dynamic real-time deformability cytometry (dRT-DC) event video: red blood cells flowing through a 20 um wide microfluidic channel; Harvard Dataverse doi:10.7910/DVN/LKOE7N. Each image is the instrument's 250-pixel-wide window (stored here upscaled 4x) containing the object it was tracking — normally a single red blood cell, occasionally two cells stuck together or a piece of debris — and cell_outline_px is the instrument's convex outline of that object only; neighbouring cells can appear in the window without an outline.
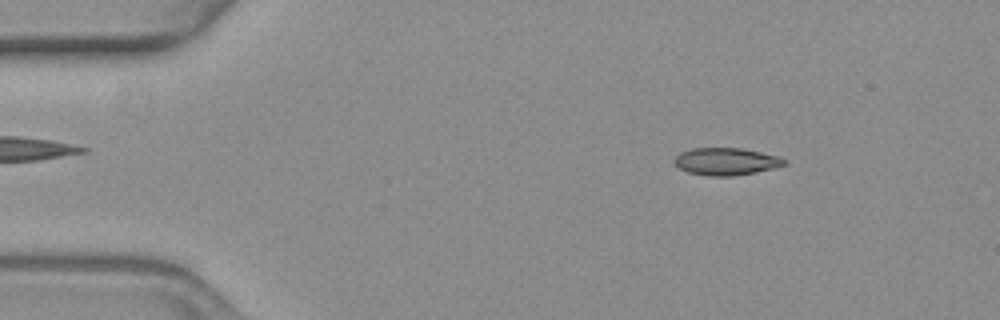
{"species": "common noctule bat (a hibernating species)", "species_latin": "Nyctalus noctula", "temperature_condition": "warm", "stored_images_in_passage": 55, "camera_frame_rate_fps": 3000, "um_per_image_px": 0.085, "animal": {"sex": "female", "body_mass_g": 19.3, "forearm_length_mm": 54.1}, "frame": {"image": 1, "passage_image": 7, "time_ms": 2.0, "image_size_px": [1000, 320], "cell_outline_px": [[784, 164], [772, 168], [756, 172], [732, 176], [708, 176], [688, 172], [680, 168], [672, 160], [680, 152], [692, 148], [740, 148], [780, 156], [784, 160]], "centroid_in_image_um": [61.67, 13.72], "position_along_channel_um": 23.3, "area_um2": 17.34}}
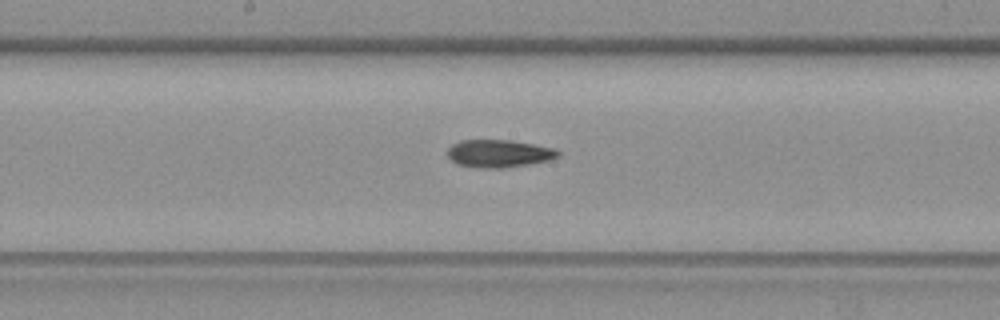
{"frame": {"image": 2, "passage_image": 28, "time_ms": 9.0, "image_size_px": [1000, 320], "cell_outline_px": [[560, 156], [552, 160], [504, 168], [480, 168], [456, 164], [448, 156], [448, 148], [452, 144], [460, 140], [508, 140], [556, 148], [560, 152]], "centroid_in_image_um": [42.43, 13.05], "position_along_channel_um": 205.8, "area_um2": 17.92}}
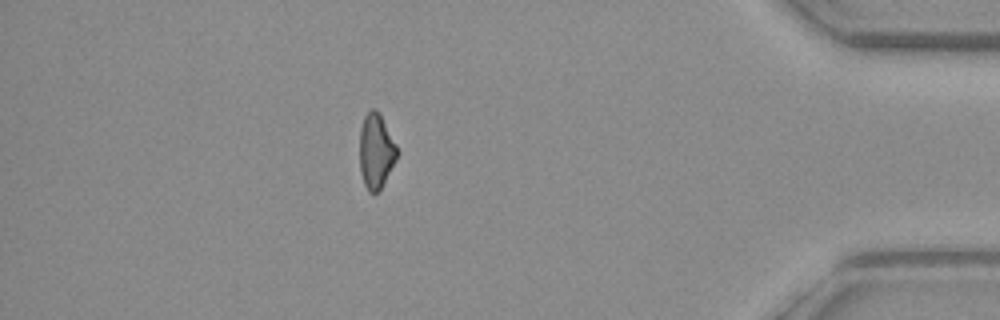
{"frame": {"image": 3, "passage_image": 48, "time_ms": 15.667, "image_size_px": [1000, 320], "cell_outline_px": [[400, 152], [396, 160], [380, 188], [376, 192], [368, 192], [364, 184], [360, 172], [360, 128], [364, 116], [372, 108], [376, 108], [380, 112]], "centroid_in_image_um": [31.97, 12.8], "position_along_channel_um": 403.2, "area_um2": 16.42}, "authors_computed_cell_mechanics": {"area_um2": 17.629, "velocity_mm_per_s": 3.6722, "shape_relaxation_time_tau1_ms": null, "shape_relaxation_time_tau2_ms": 6.141, "deformation_change_tau1": null, "deformation_change_tau2": 0.1467}}